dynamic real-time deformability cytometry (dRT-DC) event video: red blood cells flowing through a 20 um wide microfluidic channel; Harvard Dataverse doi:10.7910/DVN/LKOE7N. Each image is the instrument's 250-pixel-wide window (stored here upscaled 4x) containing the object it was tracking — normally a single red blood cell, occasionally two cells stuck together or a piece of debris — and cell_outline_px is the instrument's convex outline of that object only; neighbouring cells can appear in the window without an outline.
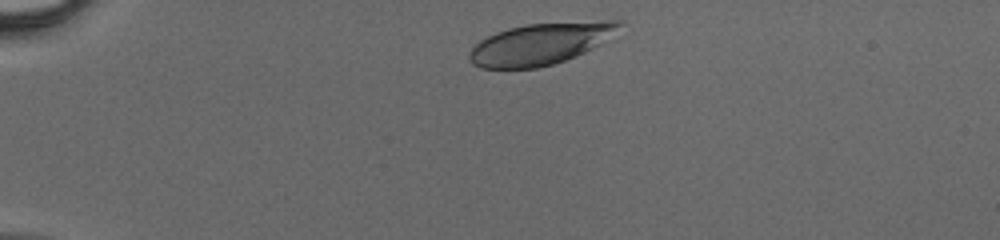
{"species": "human", "species_latin": "Homo sapiens", "temperature_condition": "cold", "stored_images_in_passage": 34, "camera_frame_rate_fps": 3000, "um_per_image_px": 0.085, "donor": {"sex": "male"}, "frame": {"image": 1, "passage_image": 2, "time_ms": 0.333, "image_size_px": [1000, 240], "cell_outline_px": [[624, 36], [576, 56], [552, 64], [536, 68], [480, 68], [472, 64], [468, 56], [468, 52], [480, 40], [496, 32], [508, 28], [528, 24], [604, 20], [624, 20]], "centroid_in_image_um": [46.15, 3.69], "position_along_channel_um": 38.8, "area_um2": 37.57}}
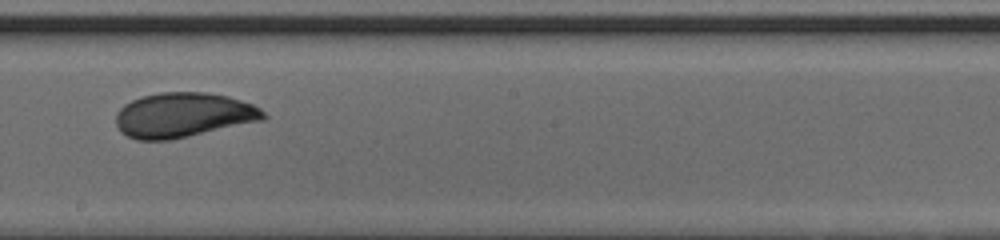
{"frame": {"image": 2, "passage_image": 19, "time_ms": 6.0, "image_size_px": [1000, 240], "cell_outline_px": [[268, 116], [264, 120], [172, 140], [136, 140], [120, 132], [116, 124], [116, 112], [124, 104], [140, 96], [160, 92], [208, 92], [228, 96], [252, 104], [260, 108]], "centroid_in_image_um": [15.57, 9.78], "position_along_channel_um": 232.6, "area_um2": 38.84}}
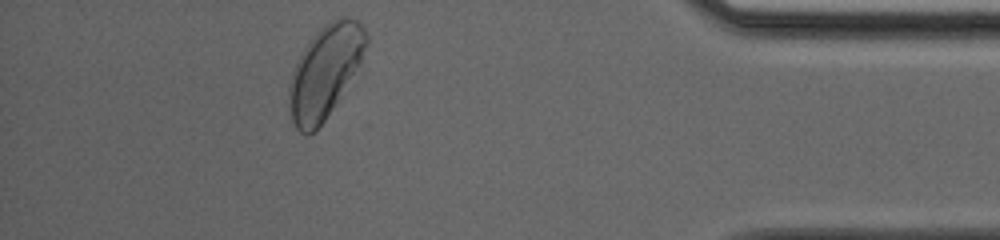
{"frame": {"image": 3, "passage_image": 33, "time_ms": 10.667, "image_size_px": [1000, 240], "cell_outline_px": [[368, 44], [360, 64], [332, 108], [316, 132], [308, 136], [300, 132], [292, 124], [288, 112], [288, 88], [296, 64], [304, 48], [312, 36], [324, 24], [340, 16], [348, 16], [360, 20], [368, 36]], "centroid_in_image_um": [27.62, 6.08], "position_along_channel_um": 407.6, "area_um2": 41.62}}